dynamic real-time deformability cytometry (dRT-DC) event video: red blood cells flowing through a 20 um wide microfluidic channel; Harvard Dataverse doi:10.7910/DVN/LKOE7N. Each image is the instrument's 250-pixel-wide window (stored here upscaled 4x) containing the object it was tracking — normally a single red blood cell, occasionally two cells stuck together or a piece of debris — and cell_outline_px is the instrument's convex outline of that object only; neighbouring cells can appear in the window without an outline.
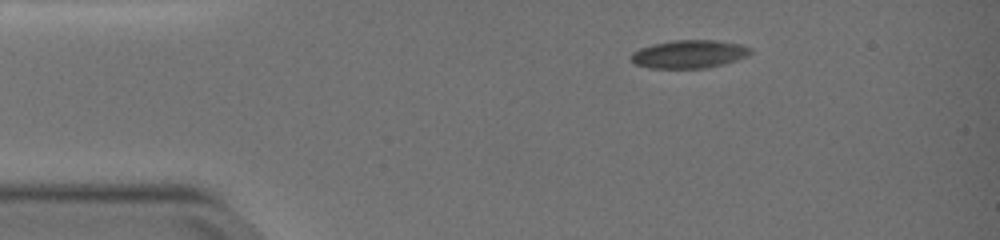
{"species": "common noctule bat (a hibernating species)", "species_latin": "Nyctalus noctula", "temperature_condition": "warm", "stored_images_in_passage": 43, "camera_frame_rate_fps": 3000, "um_per_image_px": 0.085, "animal": {"sex": "female", "body_mass_g": 19.0, "forearm_length_mm": 51.5}, "frame": {"image": 1, "passage_image": 1, "time_ms": 0.0, "image_size_px": [1000, 240], "cell_outline_px": [[752, 52], [748, 56], [724, 64], [704, 68], [648, 68], [636, 64], [628, 56], [632, 52], [640, 48], [652, 44], [672, 40], [716, 40], [740, 44], [752, 48]], "centroid_in_image_um": [58.57, 4.59], "position_along_channel_um": 26.4, "area_um2": 19.71}}
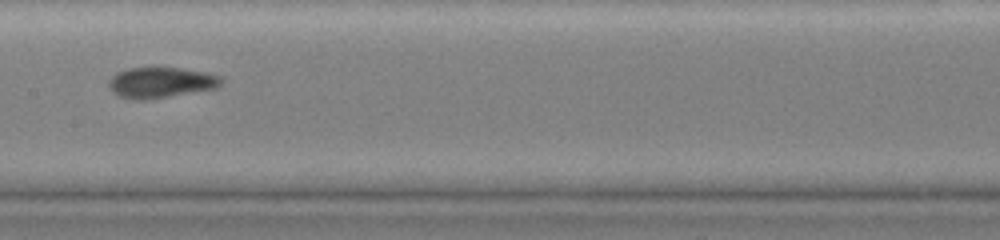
{"frame": {"image": 2, "passage_image": 19, "time_ms": 6.0, "image_size_px": [1000, 240], "cell_outline_px": [[224, 80], [216, 88], [144, 100], [136, 100], [120, 96], [112, 92], [108, 88], [108, 80], [116, 72], [128, 68], [180, 68], [204, 72], [224, 76]], "centroid_in_image_um": [13.65, 7.01], "position_along_channel_um": 193.7, "area_um2": 20.06}}
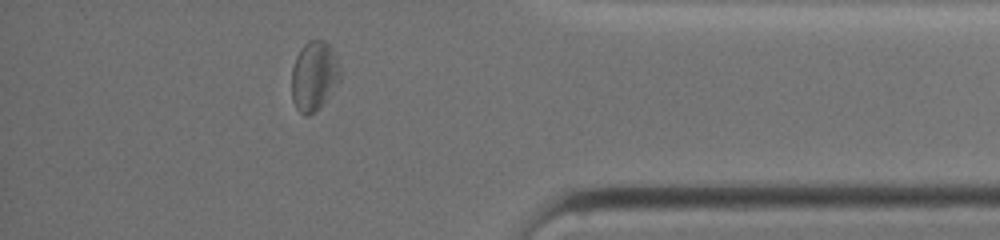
{"frame": {"image": 3, "passage_image": 37, "time_ms": 12.0, "image_size_px": [1000, 240], "cell_outline_px": [[340, 80], [332, 92], [320, 108], [308, 116], [304, 116], [296, 108], [292, 100], [292, 68], [296, 56], [300, 48], [308, 40], [324, 40], [332, 48], [340, 68]], "centroid_in_image_um": [26.69, 6.47], "position_along_channel_um": 408.5, "area_um2": 19.83}, "authors_computed_cell_mechanics": {"area_um2": 19.4786, "velocity_mm_per_s": 3.7987, "shape_relaxation_time_tau1_ms": 5.6398, "shape_relaxation_time_tau2_ms": 1.8799, "deformation_change_tau1": 0.1708, "deformation_change_tau2": 0.0796}}